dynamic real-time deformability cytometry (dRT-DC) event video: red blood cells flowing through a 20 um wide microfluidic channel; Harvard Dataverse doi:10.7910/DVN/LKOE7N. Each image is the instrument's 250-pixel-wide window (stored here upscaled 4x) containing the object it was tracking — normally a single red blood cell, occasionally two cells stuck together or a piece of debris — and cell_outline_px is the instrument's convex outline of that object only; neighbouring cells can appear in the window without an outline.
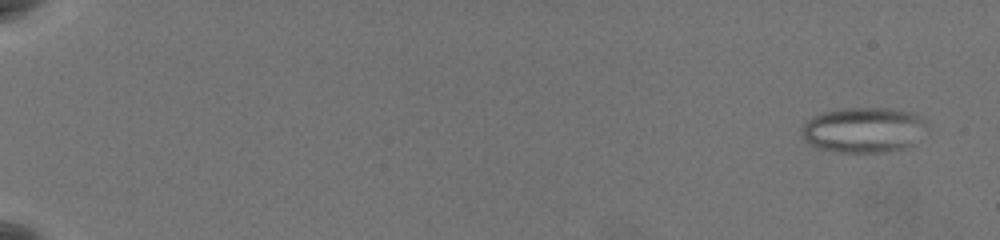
{"species": "common noctule bat (a hibernating species)", "species_latin": "Nyctalus noctula", "temperature_condition": "warm", "stored_images_in_passage": 61, "camera_frame_rate_fps": 3000, "um_per_image_px": 0.085, "animal": {"sex": "female", "body_mass_g": 19.5, "forearm_length_mm": 54.1}, "frame": {"image": 1, "passage_image": 4, "time_ms": 1.0, "image_size_px": [1000, 240], "cell_outline_px": [[928, 120], [912, 144], [904, 148], [880, 152], [840, 152], [820, 148], [804, 140], [800, 132], [800, 128], [812, 116], [824, 112], [848, 108], [888, 108], [912, 112]], "centroid_in_image_um": [73.36, 11.03], "position_along_channel_um": 11.6, "area_um2": 32.66}}
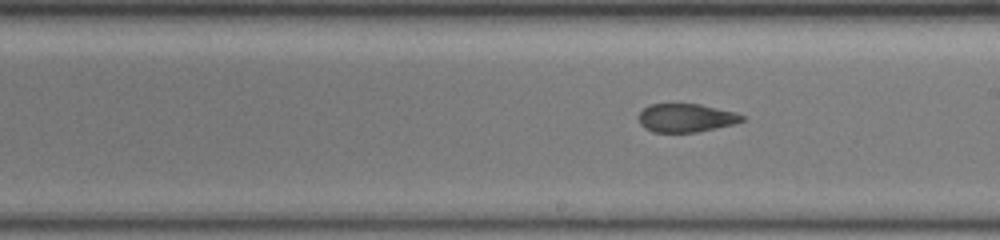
{"frame": {"image": 2, "passage_image": 38, "time_ms": 12.333, "image_size_px": [1000, 240], "cell_outline_px": [[744, 120], [732, 124], [716, 128], [696, 132], [652, 132], [644, 128], [640, 124], [640, 112], [648, 104], [700, 104], [732, 112], [744, 116]], "centroid_in_image_um": [58.27, 10.02], "position_along_channel_um": 230.7, "area_um2": 16.88}}
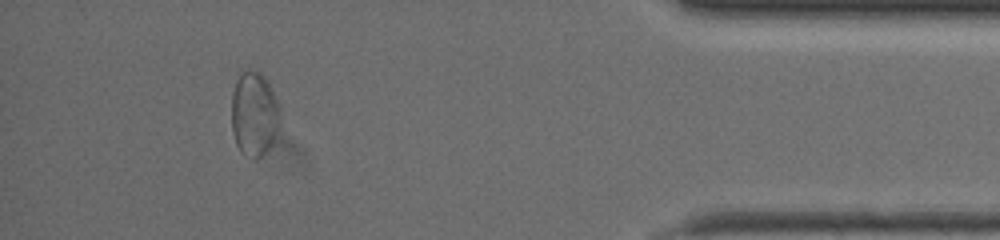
{"frame": {"image": 3, "passage_image": 56, "time_ms": 18.333, "image_size_px": [1000, 240], "cell_outline_px": [[280, 124], [276, 136], [268, 152], [264, 156], [244, 156], [240, 152], [236, 144], [232, 132], [232, 92], [236, 80], [244, 72], [260, 72], [268, 80], [280, 108]], "centroid_in_image_um": [21.62, 9.73], "position_along_channel_um": 413.6, "area_um2": 24.04}}